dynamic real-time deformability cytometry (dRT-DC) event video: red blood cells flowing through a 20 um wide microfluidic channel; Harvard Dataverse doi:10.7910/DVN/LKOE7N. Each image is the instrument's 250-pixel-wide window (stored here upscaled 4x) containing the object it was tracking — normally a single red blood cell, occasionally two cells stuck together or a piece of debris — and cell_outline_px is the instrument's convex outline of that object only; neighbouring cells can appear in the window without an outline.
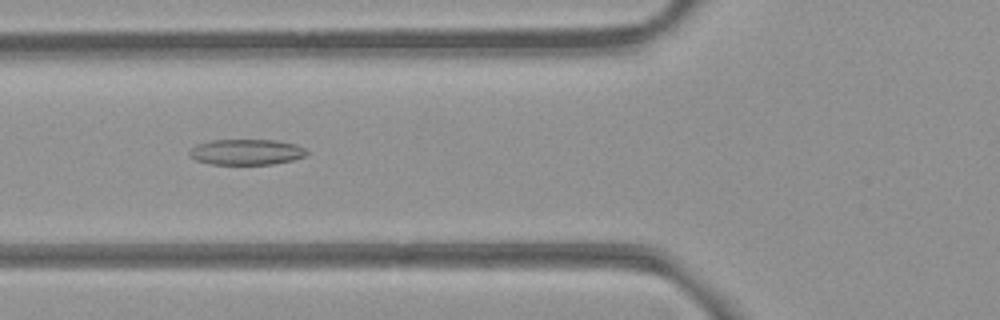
{"species": "common noctule bat (a hibernating species)", "species_latin": "Nyctalus noctula", "temperature_condition": "room temperature", "stored_images_in_passage": 49, "camera_frame_rate_fps": 3000, "um_per_image_px": 0.085, "animal": {"sex": "female", "body_mass_g": 21.9}, "frame": {"image": 1, "passage_image": 17, "time_ms": 5.333, "image_size_px": [1000, 320], "cell_outline_px": [[308, 152], [304, 156], [292, 160], [272, 164], [208, 164], [196, 160], [188, 156], [188, 152], [196, 144], [212, 140], [276, 140], [296, 144], [304, 148]], "centroid_in_image_um": [20.91, 12.92], "position_along_channel_um": 104.9, "area_um2": 17.57}}
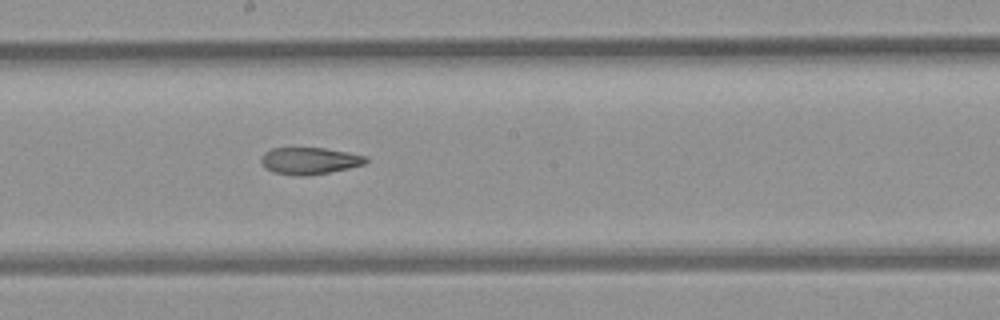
{"frame": {"image": 2, "passage_image": 26, "time_ms": 8.333, "image_size_px": [1000, 320], "cell_outline_px": [[368, 160], [364, 164], [348, 168], [308, 176], [296, 176], [272, 172], [260, 160], [264, 152], [272, 148], [324, 148], [348, 152], [364, 156]], "centroid_in_image_um": [26.29, 13.67], "position_along_channel_um": 221.9, "area_um2": 16.24}}
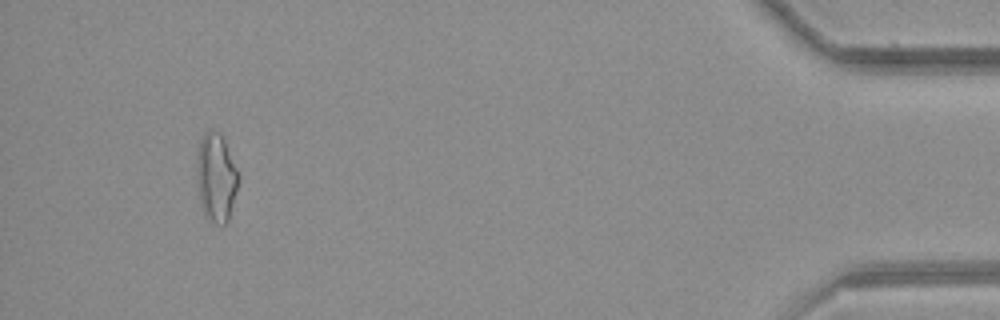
{"frame": {"image": 3, "passage_image": 47, "time_ms": 15.333, "image_size_px": [1000, 320], "cell_outline_px": [[236, 192], [228, 220], [224, 224], [216, 224], [208, 220], [204, 216], [200, 204], [200, 140], [204, 132], [208, 128], [212, 128], [220, 132], [224, 140], [236, 168]], "centroid_in_image_um": [18.39, 15.1], "position_along_channel_um": 416.8, "area_um2": 20.29}, "authors_computed_cell_mechanics": {"area_um2": 18.0914, "velocity_mm_per_s": 3.8803, "shape_relaxation_time_tau1_ms": null, "shape_relaxation_time_tau2_ms": 5.512, "deformation_change_tau1": null, "deformation_change_tau2": 0.1593}}